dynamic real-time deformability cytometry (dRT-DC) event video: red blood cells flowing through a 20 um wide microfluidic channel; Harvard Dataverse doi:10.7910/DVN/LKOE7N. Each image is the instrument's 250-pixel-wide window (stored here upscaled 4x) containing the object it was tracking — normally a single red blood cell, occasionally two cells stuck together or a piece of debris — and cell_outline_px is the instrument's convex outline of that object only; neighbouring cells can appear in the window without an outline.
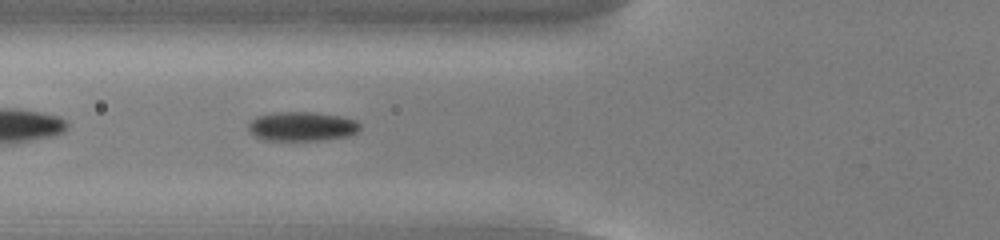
{"species": "common noctule bat (a hibernating species)", "species_latin": "Nyctalus noctula", "temperature_condition": "cold", "stored_images_in_passage": 38, "camera_frame_rate_fps": 3000, "um_per_image_px": 0.085, "animal": {"sex": "male", "body_mass_g": 13.0, "forearm_length_mm": 53.1}, "frame": {"image": 1, "passage_image": 5, "time_ms": 1.333, "image_size_px": [1000, 240], "cell_outline_px": [[360, 128], [356, 132], [348, 136], [320, 140], [260, 140], [248, 128], [248, 124], [256, 116], [280, 112], [312, 112], [340, 116], [356, 120], [360, 124]], "centroid_in_image_um": [25.67, 10.74], "position_along_channel_um": 100.1, "area_um2": 18.9}}
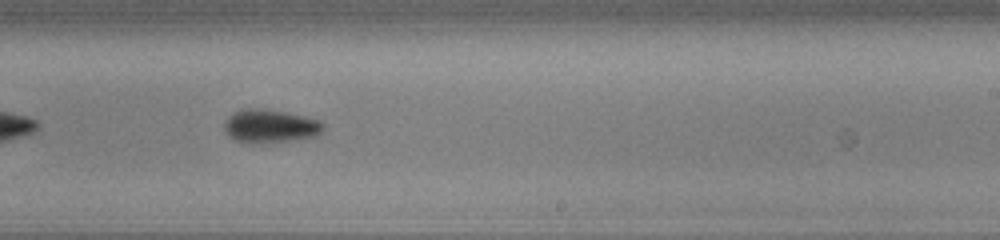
{"frame": {"image": 2, "passage_image": 18, "time_ms": 5.667, "image_size_px": [1000, 240], "cell_outline_px": [[324, 128], [316, 136], [292, 140], [260, 144], [248, 144], [236, 140], [228, 136], [224, 128], [224, 124], [228, 116], [232, 112], [248, 108], [264, 108], [304, 116], [320, 120], [324, 124]], "centroid_in_image_um": [22.94, 10.73], "position_along_channel_um": 266.1, "area_um2": 19.48}}
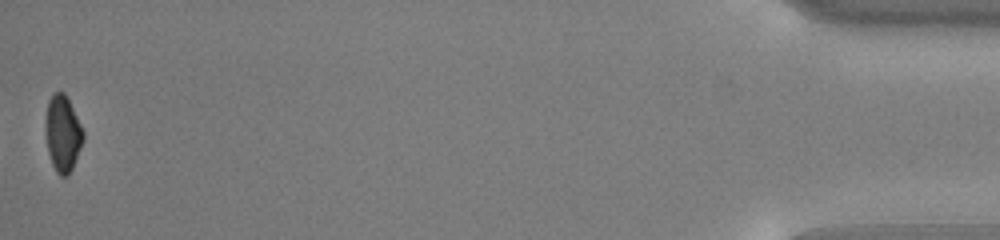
{"frame": {"image": 3, "passage_image": 38, "time_ms": 12.333, "image_size_px": [1000, 240], "cell_outline_px": [[84, 140], [72, 168], [68, 176], [60, 176], [56, 172], [52, 164], [48, 152], [44, 128], [48, 100], [56, 92], [64, 92], [84, 132]], "centroid_in_image_um": [5.31, 11.38], "position_along_channel_um": 429.9, "area_um2": 16.65}, "authors_computed_cell_mechanics": {"area_um2": 18.9006, "velocity_mm_per_s": 3.835, "shape_relaxation_time_tau1_ms": 2.3971, "shape_relaxation_time_tau2_ms": null, "deformation_change_tau1": 0.0943, "deformation_change_tau2": null}}